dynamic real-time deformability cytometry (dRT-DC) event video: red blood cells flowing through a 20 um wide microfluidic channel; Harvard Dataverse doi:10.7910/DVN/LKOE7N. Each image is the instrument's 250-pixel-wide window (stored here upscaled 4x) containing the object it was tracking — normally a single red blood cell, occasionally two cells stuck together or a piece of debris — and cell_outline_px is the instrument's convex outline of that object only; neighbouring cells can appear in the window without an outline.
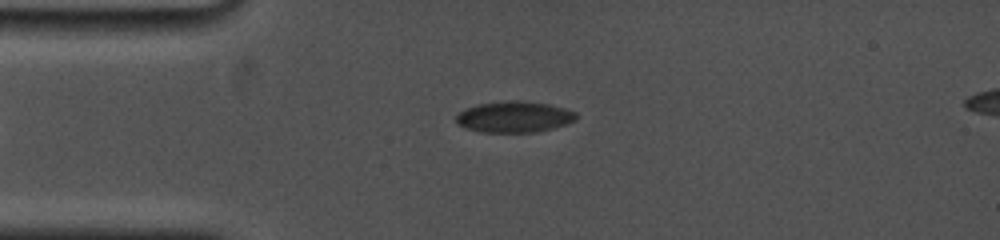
{"species": "common noctule bat (a hibernating species)", "species_latin": "Nyctalus noctula", "temperature_condition": "cold", "stored_images_in_passage": 5, "camera_frame_rate_fps": 5000, "um_per_image_px": 0.085, "animal": {"sex": "female", "body_mass_g": 19.0, "forearm_length_mm": 53.3}, "frame": {"image": 1, "passage_image": 5, "time_ms": 3.4, "image_size_px": [1000, 240], "cell_outline_px": [[576, 120], [552, 128], [536, 132], [480, 132], [456, 124], [456, 116], [460, 112], [468, 108], [480, 104], [508, 100], [520, 100], [548, 104], [564, 108], [576, 112]], "centroid_in_image_um": [43.71, 9.93], "position_along_channel_um": 41.3, "area_um2": 21.56}}